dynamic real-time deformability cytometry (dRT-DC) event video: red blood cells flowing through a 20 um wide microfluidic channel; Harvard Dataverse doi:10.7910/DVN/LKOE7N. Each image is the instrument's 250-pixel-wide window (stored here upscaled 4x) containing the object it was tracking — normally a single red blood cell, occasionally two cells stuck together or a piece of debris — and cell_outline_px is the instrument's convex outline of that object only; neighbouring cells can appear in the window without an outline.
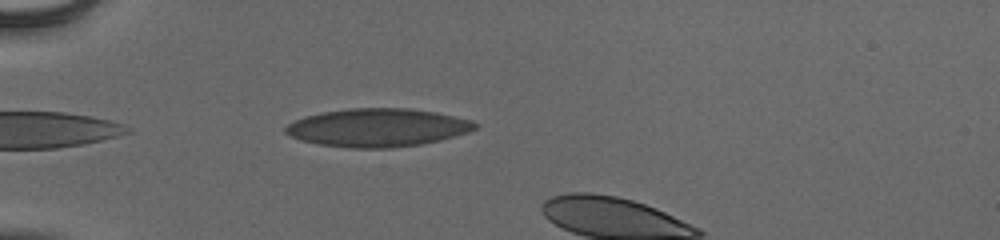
{"species": "human", "species_latin": "Homo sapiens", "temperature_condition": "cold", "stored_images_in_passage": 8, "camera_frame_rate_fps": 3000, "um_per_image_px": 0.085, "donor": {"sex": "male"}, "frame": {"image": 1, "passage_image": 2, "time_ms": 0.333, "image_size_px": [1000, 240], "cell_outline_px": [[480, 124], [476, 128], [468, 132], [440, 140], [420, 144], [392, 148], [348, 148], [316, 144], [300, 140], [288, 136], [284, 132], [284, 128], [288, 124], [304, 116], [324, 112], [352, 108], [408, 108], [436, 112], [472, 120]], "centroid_in_image_um": [32.08, 10.85], "position_along_channel_um": 52.9, "area_um2": 42.37}}
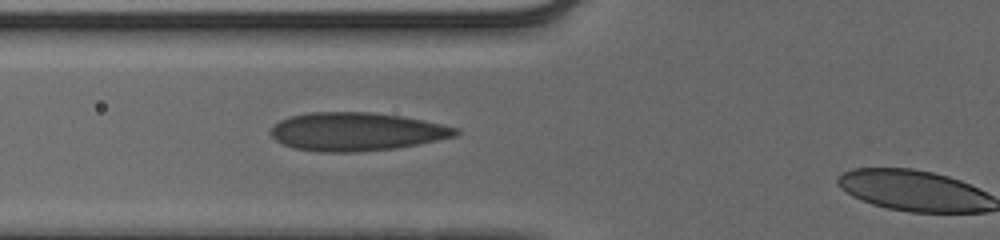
{"frame": {"image": 2, "passage_image": 7, "time_ms": 2.0, "image_size_px": [1000, 240], "cell_outline_px": [[460, 132], [456, 136], [396, 148], [360, 152], [320, 152], [292, 148], [276, 140], [268, 132], [272, 124], [288, 116], [308, 112], [372, 112], [400, 116], [424, 120], [460, 128]], "centroid_in_image_um": [30.25, 11.18], "position_along_channel_um": 95.5, "area_um2": 41.62}}